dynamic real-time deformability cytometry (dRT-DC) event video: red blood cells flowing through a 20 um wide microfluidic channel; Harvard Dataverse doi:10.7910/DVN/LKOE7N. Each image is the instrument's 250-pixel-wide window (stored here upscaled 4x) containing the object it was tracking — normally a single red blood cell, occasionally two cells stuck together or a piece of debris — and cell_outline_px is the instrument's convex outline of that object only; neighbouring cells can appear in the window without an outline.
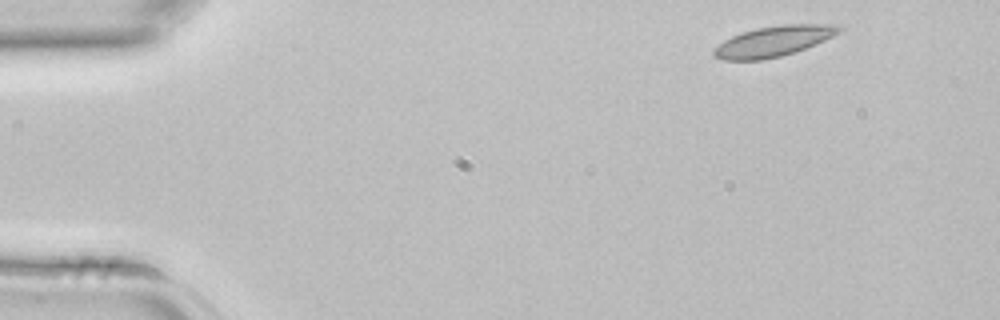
{"species": "common noctule bat (a hibernating species)", "species_latin": "Nyctalus noctula", "temperature_condition": "room temperature", "stored_images_in_passage": 4, "camera_frame_rate_fps": 3000, "um_per_image_px": 0.085, "animal": {"sex": "female", "body_mass_g": 22.7, "forearm_length_mm": 54.2}, "frame": {"image": 1, "passage_image": 1, "time_ms": 0.0, "image_size_px": [1000, 320], "cell_outline_px": [[844, 28], [840, 32], [824, 40], [804, 48], [780, 56], [760, 60], [724, 60], [712, 56], [712, 48], [724, 40], [732, 36], [756, 28], [784, 24], [840, 24]], "centroid_in_image_um": [65.73, 3.5], "position_along_channel_um": 19.3, "area_um2": 22.14}}
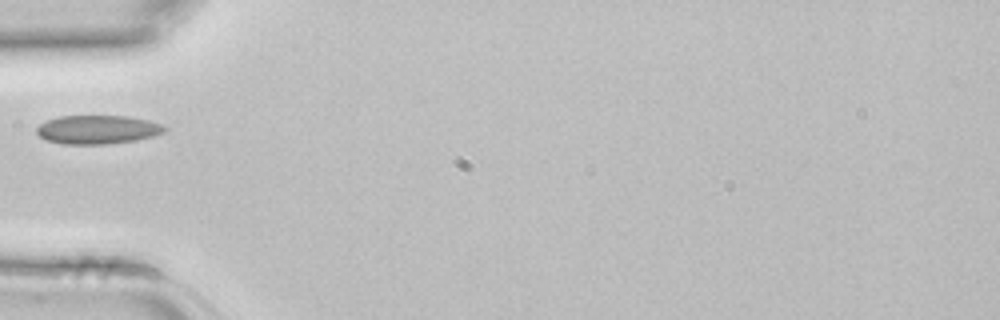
{"frame": {"image": 2, "passage_image": 4, "time_ms": 1.0, "image_size_px": [1000, 320], "cell_outline_px": [[168, 128], [164, 132], [152, 136], [136, 140], [108, 144], [64, 144], [48, 140], [40, 136], [36, 132], [36, 128], [40, 124], [48, 120], [60, 116], [124, 116], [148, 120], [164, 124]], "centroid_in_image_um": [8.32, 11.01], "position_along_channel_um": 76.7, "area_um2": 21.33}}